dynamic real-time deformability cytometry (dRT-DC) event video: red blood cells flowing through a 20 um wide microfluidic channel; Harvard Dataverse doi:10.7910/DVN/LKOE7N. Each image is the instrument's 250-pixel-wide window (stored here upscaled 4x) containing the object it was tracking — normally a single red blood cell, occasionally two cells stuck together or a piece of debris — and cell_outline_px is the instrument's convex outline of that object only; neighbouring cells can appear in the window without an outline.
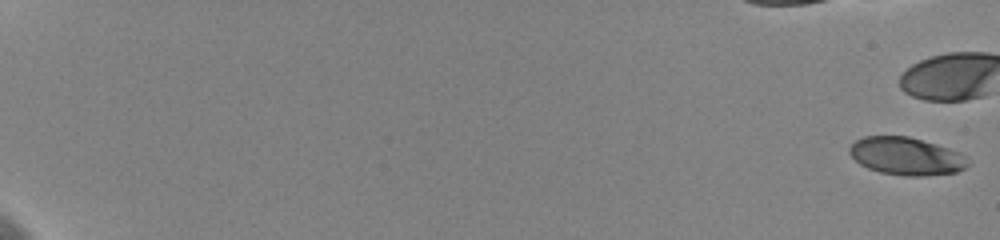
{"species": "human", "species_latin": "Homo sapiens", "temperature_condition": "cold", "stored_images_in_passage": 34, "camera_frame_rate_fps": 3000, "um_per_image_px": 0.085, "donor": {"sex": "female"}, "frame": {"image": 1, "passage_image": 1, "time_ms": 0.0, "image_size_px": [1000, 240], "cell_outline_px": [[968, 164], [964, 168], [956, 172], [924, 176], [904, 176], [880, 172], [868, 168], [860, 164], [848, 152], [848, 148], [856, 140], [864, 136], [908, 136], [936, 144], [948, 148], [964, 156]], "centroid_in_image_um": [76.98, 13.27], "position_along_channel_um": 8.0, "area_um2": 25.78}}